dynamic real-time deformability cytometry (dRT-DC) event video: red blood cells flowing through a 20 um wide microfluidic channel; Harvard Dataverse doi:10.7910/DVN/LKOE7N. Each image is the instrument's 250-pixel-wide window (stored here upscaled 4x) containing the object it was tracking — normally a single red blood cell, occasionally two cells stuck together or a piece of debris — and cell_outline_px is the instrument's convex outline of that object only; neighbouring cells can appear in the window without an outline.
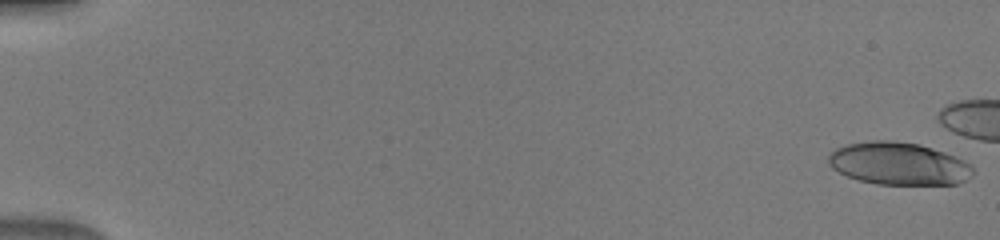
{"species": "human", "species_latin": "Homo sapiens", "temperature_condition": "warm", "stored_images_in_passage": 20, "camera_frame_rate_fps": 3000, "um_per_image_px": 0.085, "donor": {"sex": "male"}, "frame": {"image": 1, "passage_image": 1, "time_ms": 0.0, "image_size_px": [1000, 240], "cell_outline_px": [[976, 172], [972, 176], [956, 184], [876, 184], [860, 180], [848, 176], [832, 168], [828, 164], [828, 156], [836, 148], [848, 144], [872, 140], [892, 140], [920, 144], [956, 156], [972, 164]], "centroid_in_image_um": [76.42, 13.9], "position_along_channel_um": 8.6, "area_um2": 35.95}}